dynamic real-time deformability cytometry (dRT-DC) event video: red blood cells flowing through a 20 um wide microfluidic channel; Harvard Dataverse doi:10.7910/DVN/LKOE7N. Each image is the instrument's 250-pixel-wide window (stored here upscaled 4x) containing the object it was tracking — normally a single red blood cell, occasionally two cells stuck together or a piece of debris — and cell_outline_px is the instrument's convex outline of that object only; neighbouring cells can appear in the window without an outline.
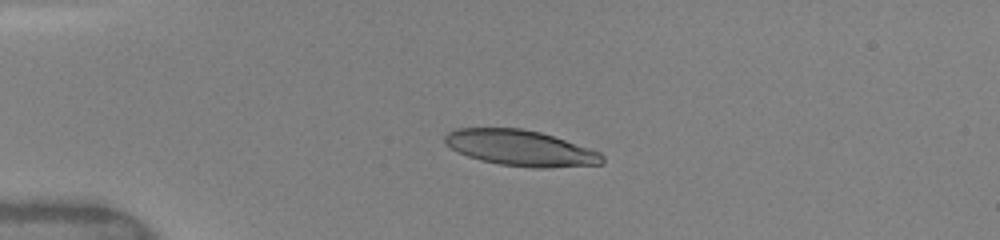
{"species": "human", "species_latin": "Homo sapiens", "temperature_condition": "warm", "stored_images_in_passage": 11, "camera_frame_rate_fps": 3000, "um_per_image_px": 0.085, "donor": {"sex": "female"}, "frame": {"image": 1, "passage_image": 4, "time_ms": 3.333, "image_size_px": [1000, 240], "cell_outline_px": [[604, 164], [552, 168], [532, 168], [500, 164], [480, 160], [468, 156], [444, 144], [444, 136], [448, 132], [456, 128], [520, 128], [540, 132], [600, 152], [604, 156]], "centroid_in_image_um": [44.25, 12.59], "position_along_channel_um": 40.8, "area_um2": 32.77}}
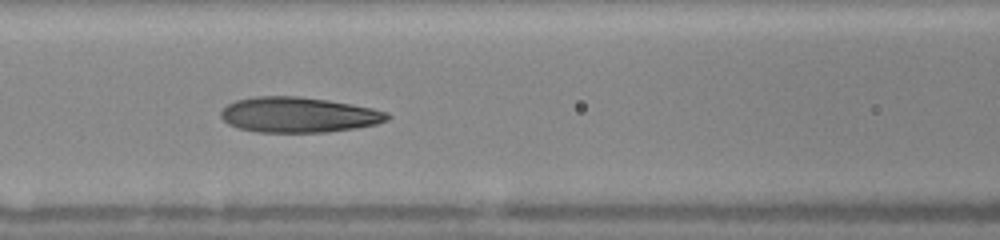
{"frame": {"image": 2, "passage_image": 7, "time_ms": 6.667, "image_size_px": [1000, 240], "cell_outline_px": [[392, 116], [388, 120], [376, 124], [356, 128], [328, 132], [256, 132], [236, 128], [228, 124], [220, 116], [220, 112], [228, 104], [236, 100], [252, 96], [300, 96], [328, 100], [352, 104], [372, 108], [388, 112]], "centroid_in_image_um": [25.37, 9.76], "position_along_channel_um": 141.2, "area_um2": 34.56}}